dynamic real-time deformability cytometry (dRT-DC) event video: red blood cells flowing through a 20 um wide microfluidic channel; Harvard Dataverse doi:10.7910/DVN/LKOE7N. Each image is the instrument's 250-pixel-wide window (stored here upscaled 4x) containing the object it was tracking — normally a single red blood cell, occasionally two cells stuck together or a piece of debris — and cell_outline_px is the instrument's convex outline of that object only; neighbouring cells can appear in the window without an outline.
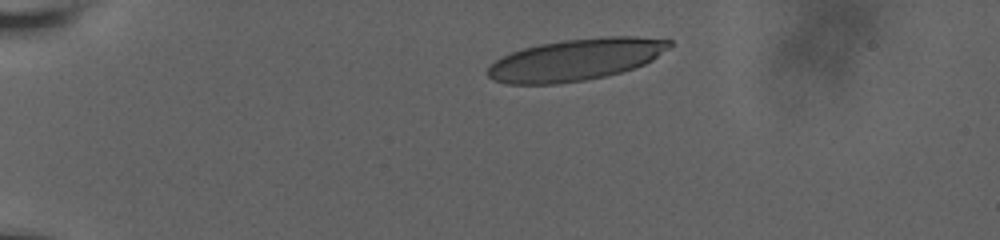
{"species": "human", "species_latin": "Homo sapiens", "temperature_condition": "room temperature", "stored_images_in_passage": 5, "camera_frame_rate_fps": 3000, "um_per_image_px": 0.085, "donor": {"sex": "male"}, "frame": {"image": 1, "passage_image": 1, "time_ms": 0.0, "image_size_px": [1000, 240], "cell_outline_px": [[664, 40], [656, 52], [648, 60], [640, 64], [628, 68], [620, 68], [496, 64], [500, 60], [520, 52], [532, 48], [552, 44], [584, 40]], "centroid_in_image_um": [49.98, 4.59], "position_along_channel_um": 35.0, "area_um2": 24.57}}